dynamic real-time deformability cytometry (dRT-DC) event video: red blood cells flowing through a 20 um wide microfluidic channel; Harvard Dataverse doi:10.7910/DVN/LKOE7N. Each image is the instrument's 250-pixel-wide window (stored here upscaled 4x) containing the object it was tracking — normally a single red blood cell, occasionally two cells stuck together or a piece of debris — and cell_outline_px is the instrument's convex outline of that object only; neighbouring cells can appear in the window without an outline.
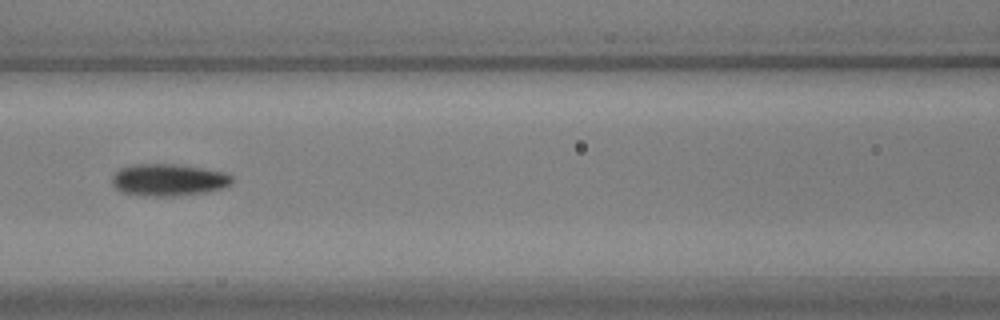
{"species": "common noctule bat (a hibernating species)", "species_latin": "Nyctalus noctula", "temperature_condition": "warm", "stored_images_in_passage": 58, "camera_frame_rate_fps": 3000, "um_per_image_px": 0.085, "animal": {"sex": "male", "body_mass_g": 17.9, "forearm_length_mm": 54.2}, "frame": {"image": 1, "passage_image": 26, "time_ms": 8.333, "image_size_px": [1000, 320], "cell_outline_px": [[232, 180], [228, 184], [220, 188], [204, 192], [176, 196], [144, 196], [124, 192], [116, 188], [112, 184], [112, 176], [120, 168], [128, 164], [180, 164], [224, 172], [232, 176]], "centroid_in_image_um": [14.27, 15.28], "position_along_channel_um": 152.3, "area_um2": 22.31}}
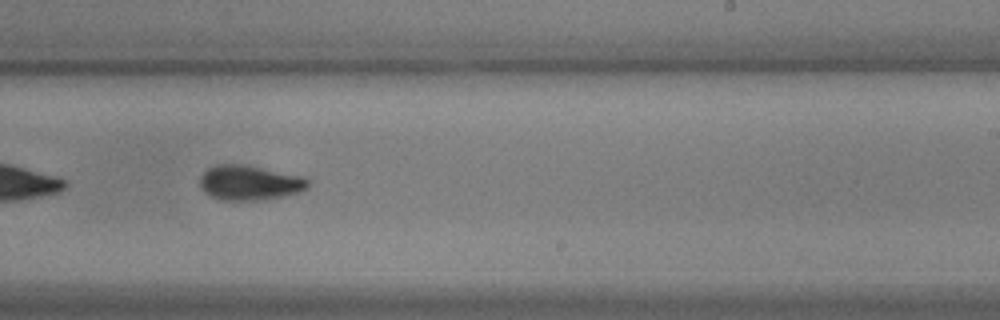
{"frame": {"image": 2, "passage_image": 36, "time_ms": 11.667, "image_size_px": [1000, 320], "cell_outline_px": [[308, 188], [300, 192], [260, 200], [220, 200], [204, 192], [200, 188], [200, 176], [208, 168], [216, 164], [244, 164], [304, 176], [308, 180]], "centroid_in_image_um": [21.2, 15.52], "position_along_channel_um": 267.8, "area_um2": 22.02}}
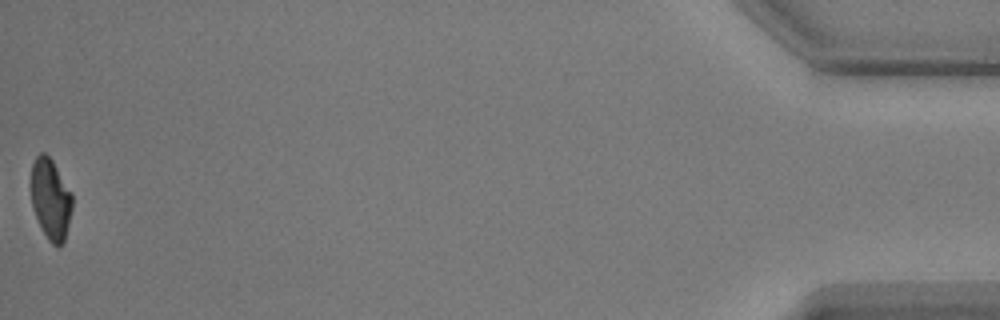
{"frame": {"image": 3, "passage_image": 58, "time_ms": 19.0, "image_size_px": [1000, 320], "cell_outline_px": [[72, 208], [64, 240], [56, 248], [48, 240], [36, 216], [32, 204], [32, 164], [36, 156], [40, 152], [44, 152], [52, 160], [72, 192]], "centroid_in_image_um": [4.32, 16.9], "position_along_channel_um": 430.9, "area_um2": 19.07}}